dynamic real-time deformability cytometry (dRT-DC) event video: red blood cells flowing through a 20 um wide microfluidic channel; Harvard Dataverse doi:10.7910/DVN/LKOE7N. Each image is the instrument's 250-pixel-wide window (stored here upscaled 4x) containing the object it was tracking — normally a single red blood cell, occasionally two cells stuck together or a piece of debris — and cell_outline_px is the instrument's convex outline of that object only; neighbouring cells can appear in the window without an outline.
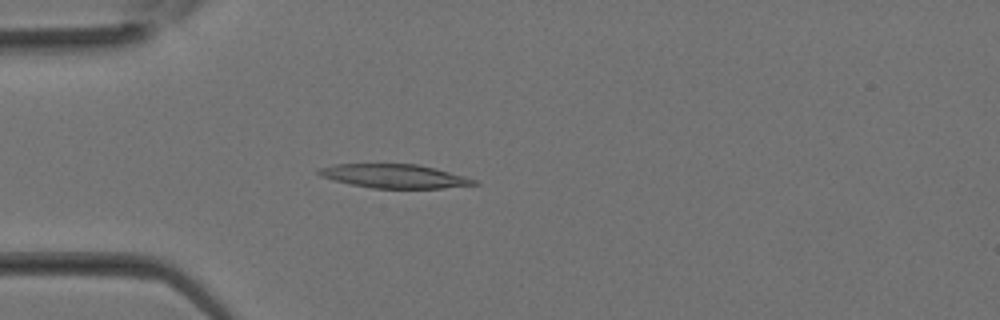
{"species": "Egyptian fruit bat (a non-hibernating species)", "species_latin": "Rousettus aegyptiacus", "temperature_condition": "room temperature", "stored_images_in_passage": 32, "camera_frame_rate_fps": 3000, "um_per_image_px": 0.085, "animal": {"sex": "female"}, "frame": {"image": 1, "passage_image": 9, "time_ms": 2.667, "image_size_px": [1000, 320], "cell_outline_px": [[480, 184], [440, 188], [372, 188], [352, 184], [320, 176], [316, 172], [316, 168], [336, 164], [420, 164], [436, 168], [464, 176], [476, 180]], "centroid_in_image_um": [33.52, 14.96], "position_along_channel_um": 51.5, "area_um2": 21.44}}
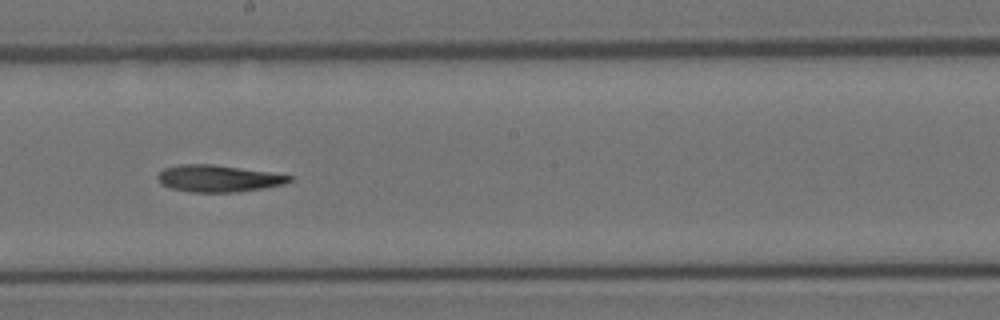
{"frame": {"image": 2, "passage_image": 18, "time_ms": 5.667, "image_size_px": [1000, 320], "cell_outline_px": [[292, 180], [284, 184], [264, 188], [236, 192], [188, 192], [172, 188], [160, 184], [156, 176], [164, 168], [180, 164], [212, 164], [268, 172], [292, 176]], "centroid_in_image_um": [18.52, 15.17], "position_along_channel_um": 229.7, "area_um2": 20.52}}
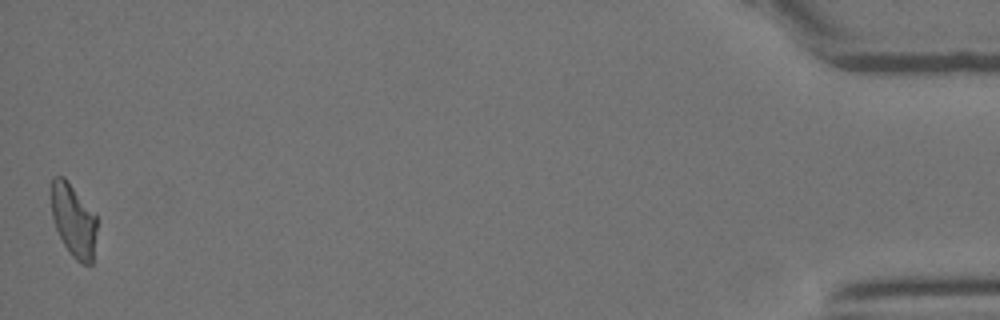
{"frame": {"image": 3, "passage_image": 32, "time_ms": 10.333, "image_size_px": [1000, 320], "cell_outline_px": [[96, 228], [92, 264], [80, 264], [68, 252], [56, 228], [52, 216], [52, 176], [64, 176], [96, 212]], "centroid_in_image_um": [6.27, 18.72], "position_along_channel_um": 428.9, "area_um2": 19.48}}